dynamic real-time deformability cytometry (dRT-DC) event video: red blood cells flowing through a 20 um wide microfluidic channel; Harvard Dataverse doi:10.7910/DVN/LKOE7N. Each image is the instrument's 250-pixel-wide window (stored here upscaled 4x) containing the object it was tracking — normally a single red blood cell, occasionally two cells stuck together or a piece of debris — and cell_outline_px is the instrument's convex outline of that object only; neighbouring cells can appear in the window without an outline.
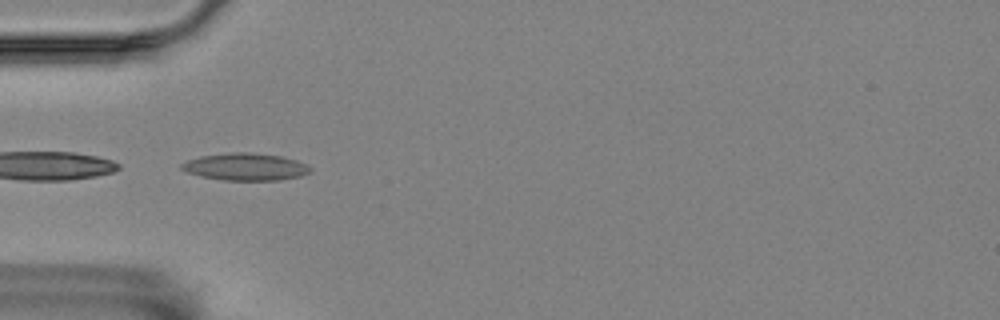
{"species": "Egyptian fruit bat (a non-hibernating species)", "species_latin": "Rousettus aegyptiacus", "temperature_condition": "room temperature", "stored_images_in_passage": 40, "camera_frame_rate_fps": 3000, "um_per_image_px": 0.085, "animal": {"sex": "female"}, "frame": {"image": 1, "passage_image": 1, "time_ms": 0.0, "image_size_px": [1000, 320], "cell_outline_px": [[312, 172], [300, 176], [280, 180], [224, 180], [200, 176], [188, 172], [180, 168], [180, 164], [188, 160], [200, 156], [232, 152], [252, 152], [280, 156], [296, 160], [308, 164], [312, 168]], "centroid_in_image_um": [20.9, 14.17], "position_along_channel_um": 64.1, "area_um2": 20.52}}
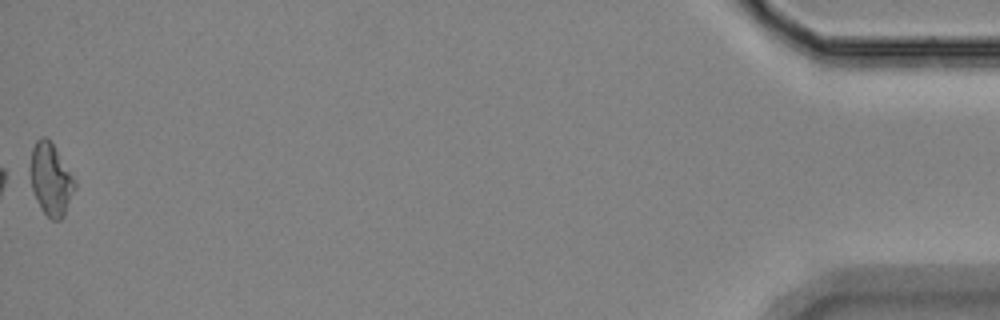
{"frame": {"image": 2, "passage_image": 40, "time_ms": 13.0, "image_size_px": [1000, 320], "cell_outline_px": [[76, 188], [64, 216], [60, 220], [52, 220], [40, 208], [36, 200], [32, 188], [28, 168], [32, 148], [36, 140], [40, 136], [44, 136], [52, 144], [76, 180]], "centroid_in_image_um": [4.3, 15.25], "position_along_channel_um": 430.9, "area_um2": 18.9}, "authors_computed_cell_mechanics": {"area_um2": 17.8891, "velocity_mm_per_s": 3.5334, "shape_relaxation_time_tau1_ms": null, "shape_relaxation_time_tau2_ms": 3.9744, "deformation_change_tau1": null, "deformation_change_tau2": 0.1257}}